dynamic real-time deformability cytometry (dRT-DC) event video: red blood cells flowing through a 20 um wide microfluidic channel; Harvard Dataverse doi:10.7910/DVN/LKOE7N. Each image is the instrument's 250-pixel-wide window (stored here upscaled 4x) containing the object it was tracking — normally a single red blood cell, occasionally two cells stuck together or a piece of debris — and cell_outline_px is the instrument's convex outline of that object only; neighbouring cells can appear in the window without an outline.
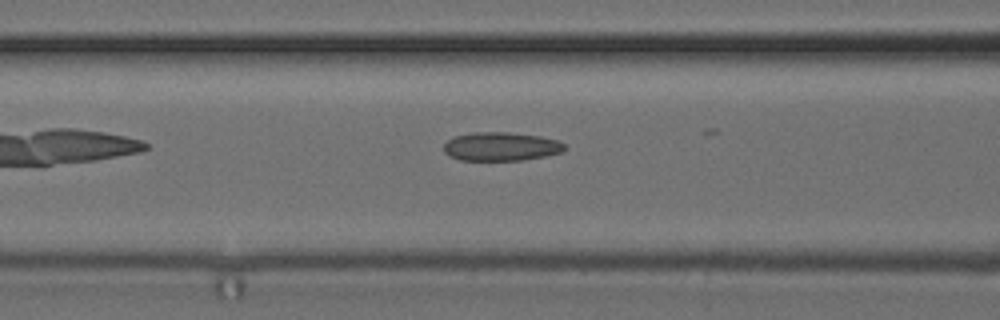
{"species": "common noctule bat (a hibernating species)", "species_latin": "Nyctalus noctula", "temperature_condition": "cold", "stored_images_in_passage": 27, "camera_frame_rate_fps": 3000, "um_per_image_px": 0.085, "animal": {"sex": "female", "body_mass_g": 24.6, "forearm_length_mm": 56.2}, "frame": {"image": 1, "passage_image": 6, "time_ms": 1.667, "image_size_px": [1000, 320], "cell_outline_px": [[568, 148], [560, 152], [544, 156], [520, 160], [460, 160], [448, 156], [444, 152], [444, 144], [452, 136], [472, 132], [508, 132], [540, 136], [560, 140]], "centroid_in_image_um": [42.57, 12.44], "position_along_channel_um": 124.0, "area_um2": 20.35}}
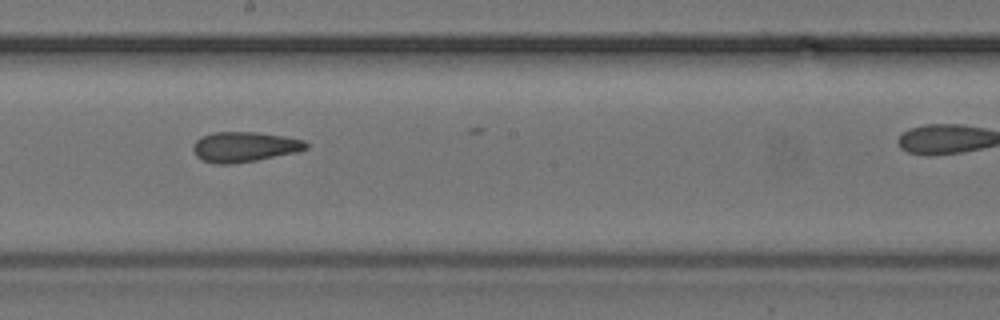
{"frame": {"image": 2, "passage_image": 14, "time_ms": 4.333, "image_size_px": [1000, 320], "cell_outline_px": [[308, 148], [296, 152], [256, 160], [232, 164], [216, 164], [204, 160], [196, 156], [192, 148], [192, 144], [200, 136], [212, 132], [256, 132], [284, 136], [304, 140], [308, 144]], "centroid_in_image_um": [20.74, 12.47], "position_along_channel_um": 227.5, "area_um2": 19.88}}
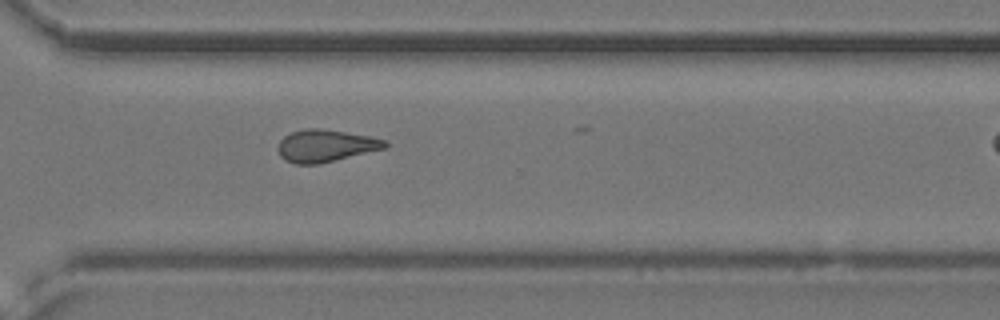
{"frame": {"image": 3, "passage_image": 23, "time_ms": 7.333, "image_size_px": [1000, 320], "cell_outline_px": [[388, 148], [316, 164], [296, 164], [284, 160], [280, 156], [276, 148], [280, 140], [284, 136], [292, 132], [308, 128], [320, 128], [372, 136], [388, 140]], "centroid_in_image_um": [27.7, 12.38], "position_along_channel_um": 342.9, "area_um2": 20.29}}